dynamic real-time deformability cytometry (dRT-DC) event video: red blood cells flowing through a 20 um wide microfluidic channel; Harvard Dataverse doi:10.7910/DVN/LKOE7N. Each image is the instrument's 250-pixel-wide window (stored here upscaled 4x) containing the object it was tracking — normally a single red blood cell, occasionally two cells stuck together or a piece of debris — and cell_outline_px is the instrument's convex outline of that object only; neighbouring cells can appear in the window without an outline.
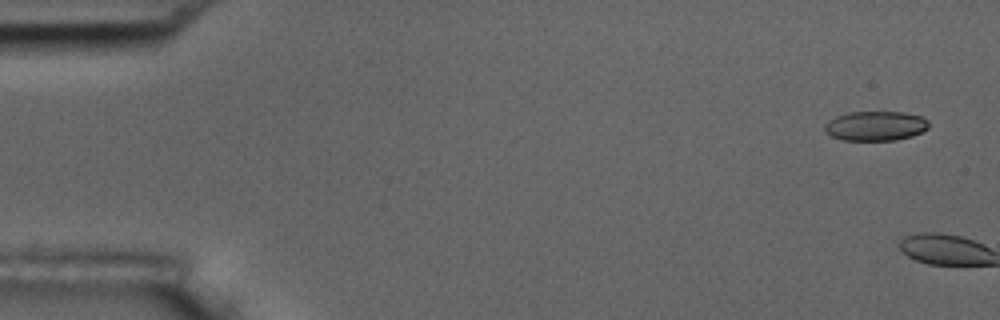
{"species": "common noctule bat (a hibernating species)", "species_latin": "Nyctalus noctula", "temperature_condition": "room temperature", "stored_images_in_passage": 2, "camera_frame_rate_fps": 3000, "um_per_image_px": 0.085, "animal": {"sex": "male", "body_mass_g": 17.5, "forearm_length_mm": 52.3}, "frame": {"image": 1, "passage_image": 1, "time_ms": 0.0, "image_size_px": [1000, 320], "cell_outline_px": [[928, 128], [912, 136], [896, 140], [844, 140], [832, 136], [824, 132], [824, 124], [828, 120], [836, 116], [848, 112], [904, 112], [920, 116], [928, 120]], "centroid_in_image_um": [74.39, 10.7], "position_along_channel_um": 10.6, "area_um2": 17.98}}